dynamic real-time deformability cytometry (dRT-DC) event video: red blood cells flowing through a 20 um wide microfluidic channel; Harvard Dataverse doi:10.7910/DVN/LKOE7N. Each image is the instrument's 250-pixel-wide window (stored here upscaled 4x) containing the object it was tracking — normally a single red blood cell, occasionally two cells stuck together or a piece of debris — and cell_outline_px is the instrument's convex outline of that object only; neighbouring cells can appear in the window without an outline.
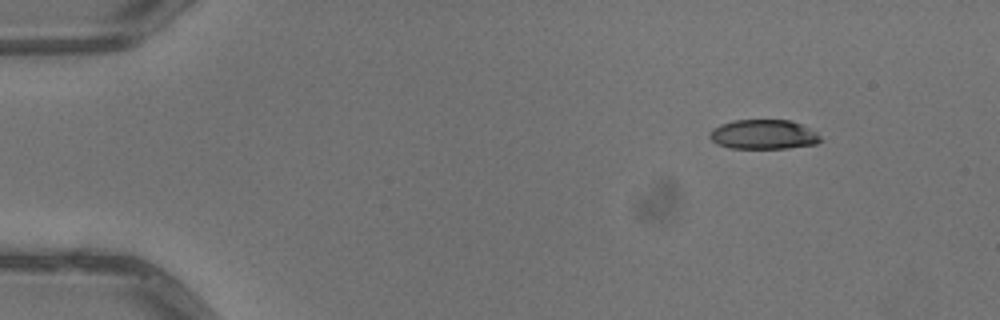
{"species": "common noctule bat (a hibernating species)", "species_latin": "Nyctalus noctula", "temperature_condition": "warm", "stored_images_in_passage": 4, "camera_frame_rate_fps": 3000, "um_per_image_px": 0.085, "animal": {"sex": "male", "body_mass_g": 13.3}, "frame": {"image": 1, "passage_image": 1, "time_ms": 0.0, "image_size_px": [1000, 320], "cell_outline_px": [[824, 140], [816, 144], [788, 148], [728, 148], [716, 144], [708, 136], [712, 128], [720, 124], [732, 120], [792, 120], [804, 124], [816, 132]], "centroid_in_image_um": [64.91, 11.42], "position_along_channel_um": 20.1, "area_um2": 19.42}}
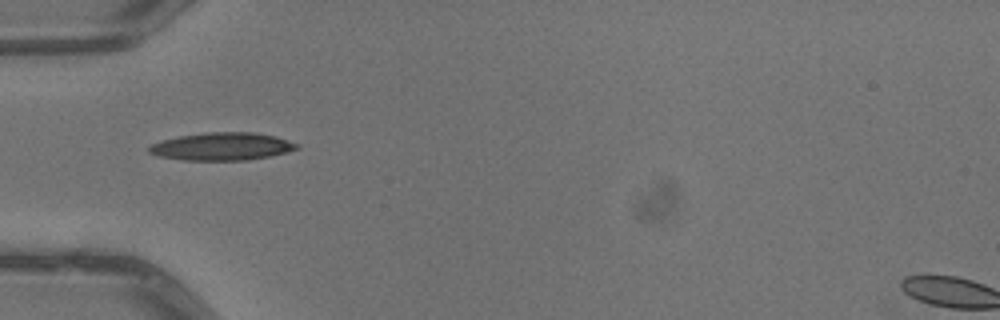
{"frame": {"image": 2, "passage_image": 4, "time_ms": 1.0, "image_size_px": [1000, 320], "cell_outline_px": [[300, 148], [288, 152], [248, 160], [184, 160], [160, 156], [148, 152], [148, 148], [152, 144], [160, 140], [180, 136], [204, 132], [252, 132], [276, 136], [300, 144]], "centroid_in_image_um": [18.9, 12.44], "position_along_channel_um": 66.1, "area_um2": 23.93}}